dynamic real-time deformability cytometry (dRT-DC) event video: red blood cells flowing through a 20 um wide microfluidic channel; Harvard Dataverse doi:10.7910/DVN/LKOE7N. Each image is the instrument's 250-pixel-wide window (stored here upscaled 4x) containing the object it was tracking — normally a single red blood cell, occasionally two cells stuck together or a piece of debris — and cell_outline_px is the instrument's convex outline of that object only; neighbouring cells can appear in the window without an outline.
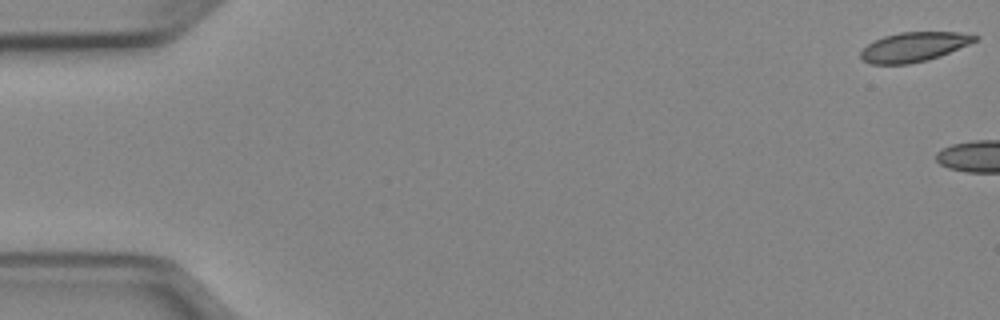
{"species": "Egyptian fruit bat (a non-hibernating species)", "species_latin": "Rousettus aegyptiacus", "temperature_condition": "cold", "stored_images_in_passage": 5, "camera_frame_rate_fps": 3000, "um_per_image_px": 0.085, "animal": {"sex": "female"}, "frame": {"image": 1, "passage_image": 1, "time_ms": 0.0, "image_size_px": [1000, 320], "cell_outline_px": [[980, 36], [976, 40], [968, 44], [940, 56], [928, 60], [908, 64], [872, 64], [864, 60], [860, 56], [860, 52], [868, 44], [884, 36], [900, 32], [960, 32]], "centroid_in_image_um": [77.68, 3.98], "position_along_channel_um": 7.3, "area_um2": 19.42}}